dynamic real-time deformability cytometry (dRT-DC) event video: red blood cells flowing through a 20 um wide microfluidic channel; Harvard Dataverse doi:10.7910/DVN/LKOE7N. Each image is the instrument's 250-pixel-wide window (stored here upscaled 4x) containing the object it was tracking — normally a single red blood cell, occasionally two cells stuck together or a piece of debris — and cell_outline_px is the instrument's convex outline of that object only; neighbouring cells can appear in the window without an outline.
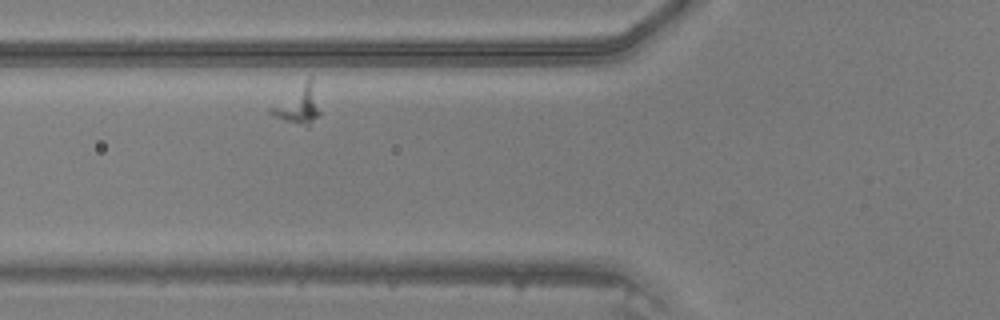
{"species": "common noctule bat (a hibernating species)", "species_latin": "Nyctalus noctula", "temperature_condition": "warm", "stored_images_in_passage": 29, "camera_frame_rate_fps": 3000, "um_per_image_px": 0.085, "animal": {"sex": "male", "body_mass_g": 20.5, "forearm_length_mm": 52.5}, "frame": {"image": 1, "passage_image": 5, "time_ms": 1.333, "image_size_px": [1000, 320], "cell_outline_px": [[320, 116], [308, 128], [284, 120], [268, 112], [268, 108], [308, 76], [312, 76], [320, 112]], "centroid_in_image_um": [25.37, 8.9], "position_along_channel_um": 100.4, "area_um2": 11.27}}